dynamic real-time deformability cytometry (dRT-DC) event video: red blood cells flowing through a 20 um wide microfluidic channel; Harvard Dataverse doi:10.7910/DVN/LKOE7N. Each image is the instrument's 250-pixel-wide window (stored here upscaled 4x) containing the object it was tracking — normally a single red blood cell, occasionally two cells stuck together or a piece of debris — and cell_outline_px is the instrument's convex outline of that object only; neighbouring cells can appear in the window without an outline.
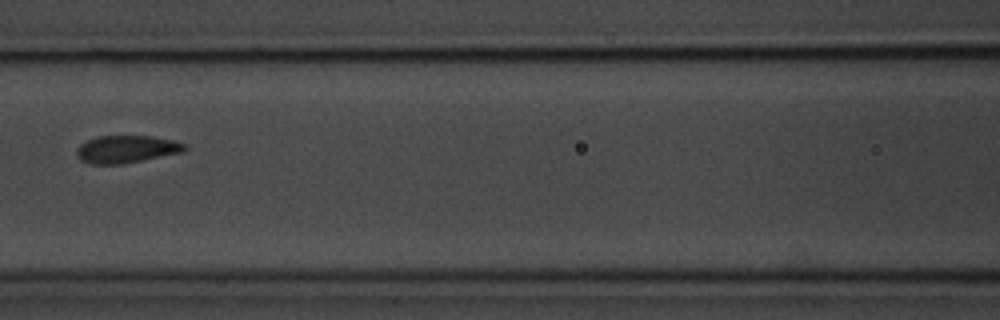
{"species": "common noctule bat (a hibernating species)", "species_latin": "Nyctalus noctula", "temperature_condition": "room temperature", "stored_images_in_passage": 5, "camera_frame_rate_fps": 3000, "um_per_image_px": 0.085, "animal": {"sex": "male", "body_mass_g": 20.1, "forearm_length_mm": 53.5}, "frame": {"image": 1, "passage_image": 5, "time_ms": 4.667, "image_size_px": [1000, 320], "cell_outline_px": [[188, 148], [184, 152], [120, 164], [92, 164], [80, 160], [76, 156], [76, 148], [80, 144], [96, 136], [152, 136], [172, 140], [184, 144]], "centroid_in_image_um": [10.72, 12.68], "position_along_channel_um": 155.9, "area_um2": 17.28}}